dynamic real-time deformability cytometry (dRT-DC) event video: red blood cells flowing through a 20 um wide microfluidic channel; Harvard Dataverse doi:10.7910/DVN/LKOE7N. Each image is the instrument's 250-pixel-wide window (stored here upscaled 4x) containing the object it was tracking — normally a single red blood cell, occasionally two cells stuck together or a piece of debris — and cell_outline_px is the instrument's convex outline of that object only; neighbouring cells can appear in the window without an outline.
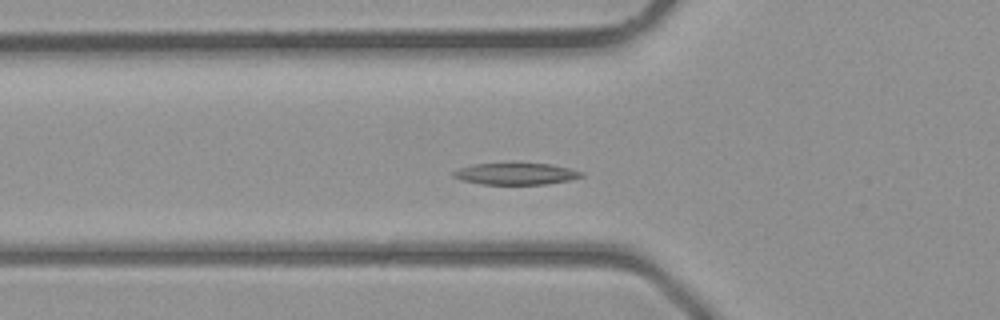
{"species": "common noctule bat (a hibernating species)", "species_latin": "Nyctalus noctula", "temperature_condition": "room temperature", "stored_images_in_passage": 32, "camera_frame_rate_fps": 3000, "um_per_image_px": 0.085, "animal": {"sex": "male", "body_mass_g": 23.1, "forearm_length_mm": 52.7}, "frame": {"image": 1, "passage_image": 11, "time_ms": 3.333, "image_size_px": [1000, 320], "cell_outline_px": [[584, 176], [568, 180], [548, 184], [480, 184], [460, 180], [452, 176], [452, 172], [460, 168], [472, 164], [508, 160], [516, 160], [552, 164], [584, 172]], "centroid_in_image_um": [43.81, 14.71], "position_along_channel_um": 82.0, "area_um2": 17.28}}
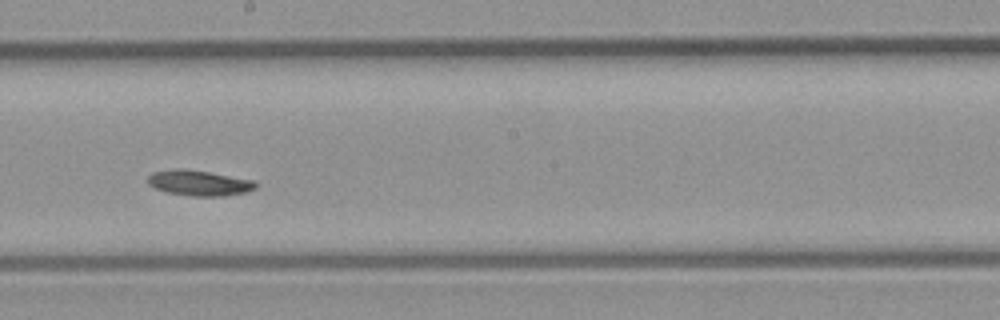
{"frame": {"image": 2, "passage_image": 20, "time_ms": 6.333, "image_size_px": [1000, 320], "cell_outline_px": [[256, 188], [244, 192], [224, 196], [192, 196], [168, 192], [156, 188], [148, 184], [148, 176], [152, 172], [180, 168], [208, 172], [252, 180], [256, 184]], "centroid_in_image_um": [16.89, 15.55], "position_along_channel_um": 231.3, "area_um2": 15.66}}
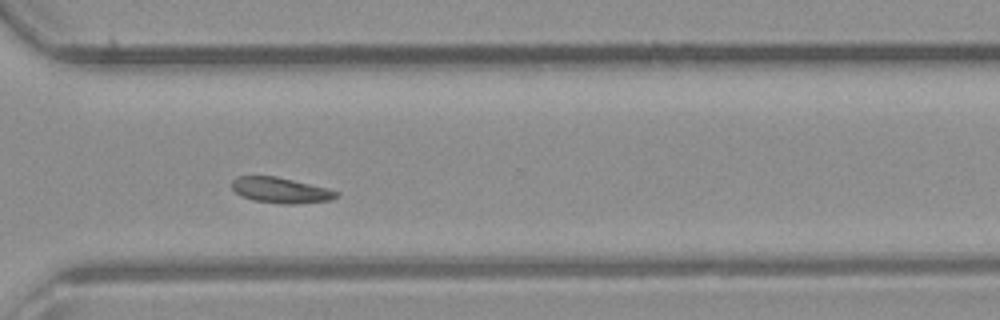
{"frame": {"image": 3, "passage_image": 27, "time_ms": 8.667, "image_size_px": [1000, 320], "cell_outline_px": [[340, 196], [332, 200], [296, 204], [280, 204], [252, 200], [240, 196], [232, 188], [232, 180], [236, 176], [276, 176], [340, 192]], "centroid_in_image_um": [23.84, 16.18], "position_along_channel_um": 346.8, "area_um2": 15.61}}